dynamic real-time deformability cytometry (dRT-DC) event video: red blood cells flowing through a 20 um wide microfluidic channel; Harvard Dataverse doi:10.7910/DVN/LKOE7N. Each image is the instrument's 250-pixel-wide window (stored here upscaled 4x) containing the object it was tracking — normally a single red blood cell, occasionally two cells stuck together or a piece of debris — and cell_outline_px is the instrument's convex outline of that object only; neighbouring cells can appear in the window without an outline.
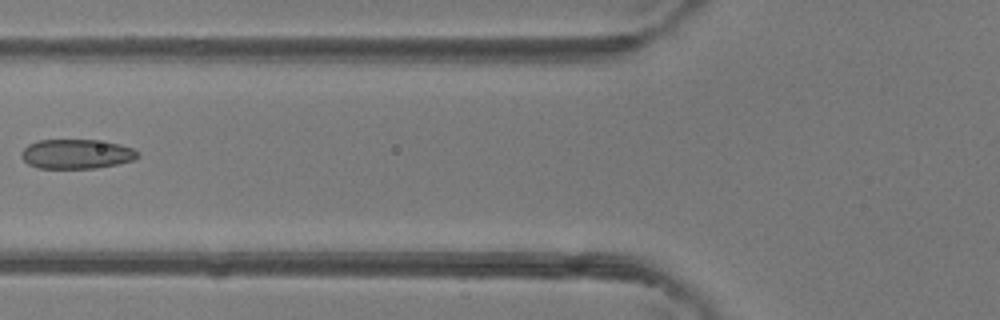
{"species": "common noctule bat (a hibernating species)", "species_latin": "Nyctalus noctula", "temperature_condition": "room temperature", "stored_images_in_passage": 6, "camera_frame_rate_fps": 3000, "um_per_image_px": 0.085, "animal": {"sex": "female"}, "frame": {"image": 1, "passage_image": 6, "time_ms": 1.667, "image_size_px": [1000, 320], "cell_outline_px": [[140, 156], [132, 160], [116, 164], [96, 168], [36, 168], [28, 164], [20, 156], [20, 152], [28, 144], [36, 140], [96, 140], [120, 144], [132, 148]], "centroid_in_image_um": [6.45, 13.09], "position_along_channel_um": 119.4, "area_um2": 20.0}}